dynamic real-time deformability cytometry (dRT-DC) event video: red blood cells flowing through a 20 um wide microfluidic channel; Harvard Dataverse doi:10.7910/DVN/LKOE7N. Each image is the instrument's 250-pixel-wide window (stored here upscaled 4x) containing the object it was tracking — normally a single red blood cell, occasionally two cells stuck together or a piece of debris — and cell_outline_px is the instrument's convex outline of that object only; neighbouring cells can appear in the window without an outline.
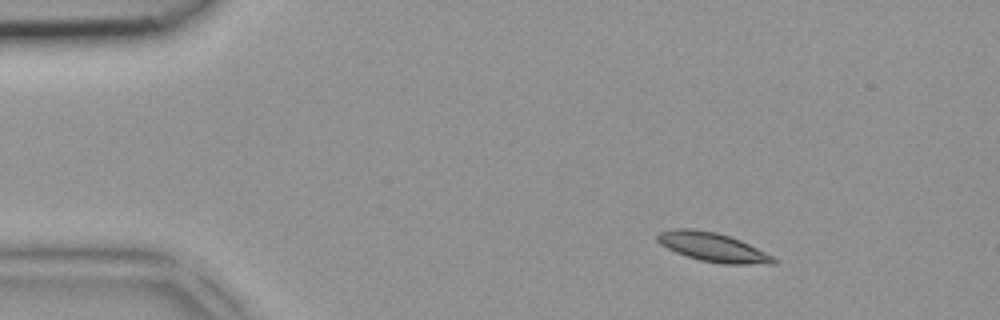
{"species": "common noctule bat (a hibernating species)", "species_latin": "Nyctalus noctula", "temperature_condition": "room temperature", "stored_images_in_passage": 3, "camera_frame_rate_fps": 3000, "um_per_image_px": 0.085, "animal": {"sex": "female", "body_mass_g": 18.4}, "frame": {"image": 1, "passage_image": 1, "time_ms": 0.0, "image_size_px": [1000, 320], "cell_outline_px": [[776, 264], [724, 264], [700, 260], [676, 252], [660, 244], [656, 240], [656, 236], [660, 232], [672, 228], [692, 228], [716, 232], [740, 240], [772, 256], [776, 260]], "centroid_in_image_um": [60.55, 21.0], "position_along_channel_um": 24.5, "area_um2": 19.42}}